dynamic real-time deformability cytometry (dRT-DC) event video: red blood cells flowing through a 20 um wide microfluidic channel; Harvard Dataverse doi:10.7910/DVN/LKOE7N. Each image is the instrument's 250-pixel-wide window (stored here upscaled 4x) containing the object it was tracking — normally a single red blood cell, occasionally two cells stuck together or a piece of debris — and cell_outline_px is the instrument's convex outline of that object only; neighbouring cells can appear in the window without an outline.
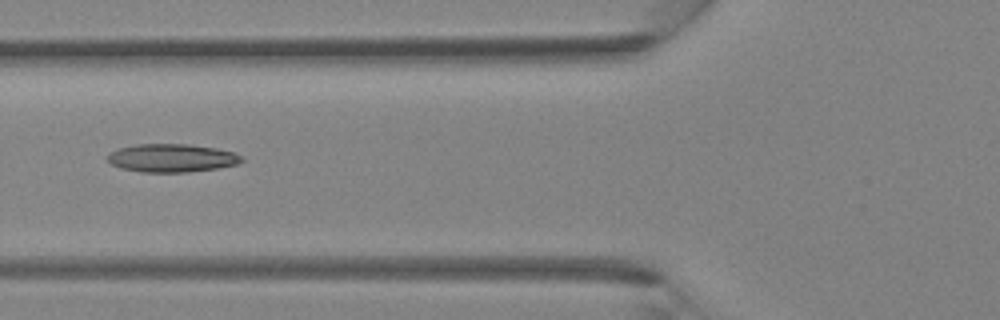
{"species": "Egyptian fruit bat (a non-hibernating species)", "species_latin": "Rousettus aegyptiacus", "temperature_condition": "room temperature", "stored_images_in_passage": 39, "camera_frame_rate_fps": 3000, "um_per_image_px": 0.085, "animal": {"sex": "female"}, "frame": {"image": 1, "passage_image": 15, "time_ms": 4.667, "image_size_px": [1000, 320], "cell_outline_px": [[244, 160], [236, 164], [216, 168], [188, 172], [140, 172], [120, 168], [112, 164], [108, 160], [108, 156], [116, 148], [136, 144], [188, 144], [216, 148], [236, 152], [244, 156]], "centroid_in_image_um": [14.62, 13.42], "position_along_channel_um": 111.2, "area_um2": 22.14}}
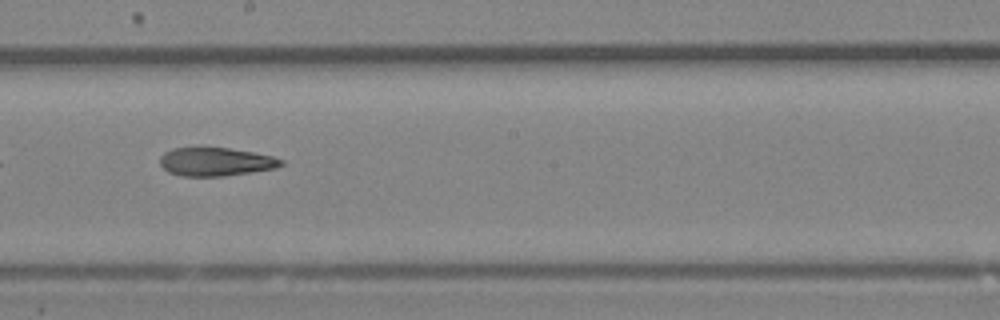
{"frame": {"image": 2, "passage_image": 22, "time_ms": 7.0, "image_size_px": [1000, 320], "cell_outline_px": [[284, 164], [276, 168], [224, 176], [180, 176], [168, 172], [160, 164], [160, 156], [164, 152], [172, 148], [228, 148], [252, 152], [272, 156], [284, 160]], "centroid_in_image_um": [18.32, 13.75], "position_along_channel_um": 229.9, "area_um2": 20.0}}
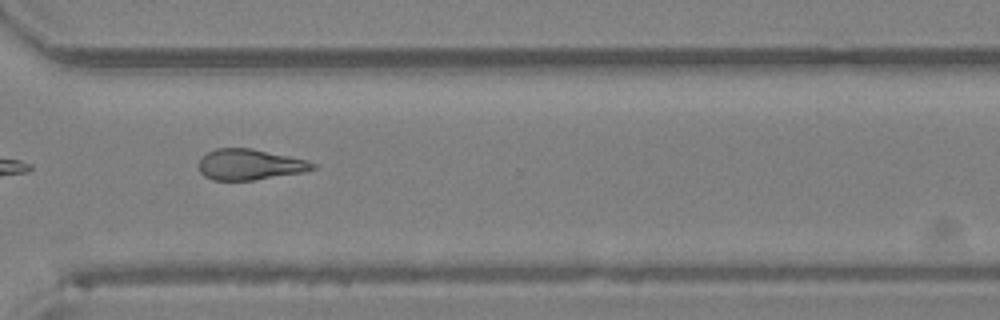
{"frame": {"image": 3, "passage_image": 29, "time_ms": 9.333, "image_size_px": [1000, 320], "cell_outline_px": [[316, 168], [304, 172], [252, 180], [212, 180], [204, 176], [200, 172], [200, 160], [208, 152], [216, 148], [252, 148], [308, 160], [316, 164]], "centroid_in_image_um": [21.25, 13.98], "position_along_channel_um": 349.3, "area_um2": 20.35}}